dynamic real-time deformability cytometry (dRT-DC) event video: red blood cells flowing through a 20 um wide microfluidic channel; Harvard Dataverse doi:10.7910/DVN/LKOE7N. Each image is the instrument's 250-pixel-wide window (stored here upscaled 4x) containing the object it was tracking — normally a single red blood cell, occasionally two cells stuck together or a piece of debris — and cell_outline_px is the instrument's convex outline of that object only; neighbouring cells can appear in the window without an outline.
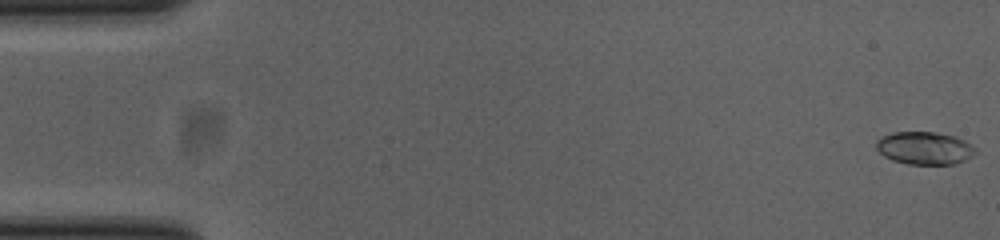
{"species": "common noctule bat (a hibernating species)", "species_latin": "Nyctalus noctula", "temperature_condition": "cold", "stored_images_in_passage": 53, "camera_frame_rate_fps": 3000, "um_per_image_px": 0.085, "animal": {"sex": "female", "body_mass_g": 23.0, "forearm_length_mm": 53.4}, "frame": {"image": 1, "passage_image": 1, "time_ms": 0.0, "image_size_px": [1000, 240], "cell_outline_px": [[980, 152], [956, 164], [908, 164], [892, 160], [884, 156], [876, 148], [876, 140], [880, 136], [892, 132], [936, 132], [956, 136], [972, 144]], "centroid_in_image_um": [78.61, 12.58], "position_along_channel_um": 6.4, "area_um2": 19.25}}
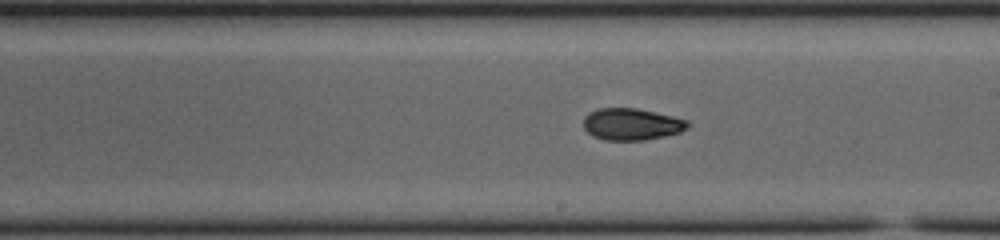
{"frame": {"image": 2, "passage_image": 30, "time_ms": 9.667, "image_size_px": [1000, 240], "cell_outline_px": [[692, 124], [688, 128], [680, 132], [664, 136], [644, 140], [604, 140], [592, 136], [584, 128], [584, 116], [588, 112], [596, 108], [636, 108], [672, 116], [688, 120]], "centroid_in_image_um": [53.68, 10.55], "position_along_channel_um": 235.3, "area_um2": 19.48}}
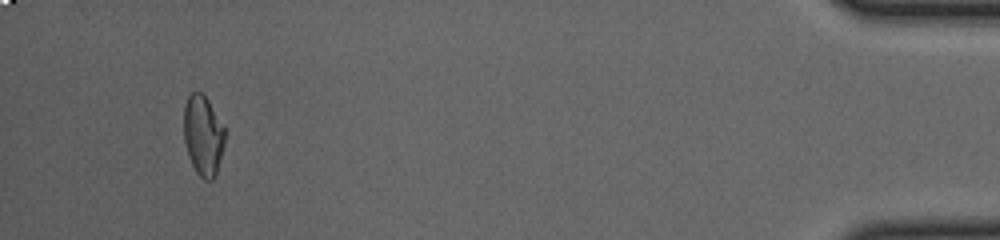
{"frame": {"image": 3, "passage_image": 50, "time_ms": 16.333, "image_size_px": [1000, 240], "cell_outline_px": [[228, 132], [216, 176], [212, 180], [204, 180], [196, 172], [188, 156], [184, 140], [184, 104], [188, 96], [192, 92], [200, 92], [208, 100]], "centroid_in_image_um": [17.29, 11.53], "position_along_channel_um": 417.9, "area_um2": 19.59}, "authors_computed_cell_mechanics": {"area_um2": 19.4208, "velocity_mm_per_s": 3.8727, "shape_relaxation_time_tau1_ms": 3.7665, "shape_relaxation_time_tau2_ms": 2.7564, "deformation_change_tau1": 0.1327, "deformation_change_tau2": 0.0705}}